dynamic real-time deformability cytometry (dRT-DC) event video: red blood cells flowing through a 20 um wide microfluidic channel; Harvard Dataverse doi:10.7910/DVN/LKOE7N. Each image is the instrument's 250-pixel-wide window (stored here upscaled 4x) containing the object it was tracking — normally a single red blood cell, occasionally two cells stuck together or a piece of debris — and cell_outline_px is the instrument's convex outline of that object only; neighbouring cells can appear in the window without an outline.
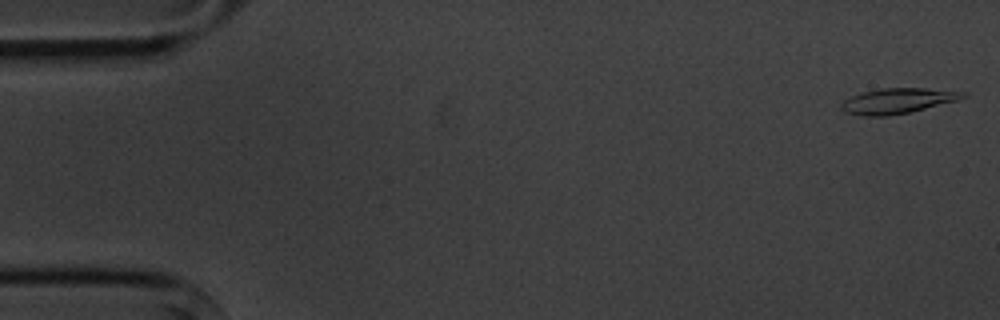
{"species": "common noctule bat (a hibernating species)", "species_latin": "Nyctalus noctula", "temperature_condition": "cold", "stored_images_in_passage": 5, "camera_frame_rate_fps": 3000, "um_per_image_px": 0.085, "animal": {"sex": "male", "body_mass_g": 20.1, "forearm_length_mm": 53.5}, "frame": {"image": 1, "passage_image": 1, "time_ms": 0.0, "image_size_px": [1000, 320], "cell_outline_px": [[968, 96], [956, 100], [908, 112], [888, 116], [864, 116], [844, 112], [840, 108], [840, 104], [844, 100], [852, 96], [864, 92], [884, 88], [924, 88], [968, 92]], "centroid_in_image_um": [76.28, 8.57], "position_along_channel_um": 8.7, "area_um2": 17.69}}
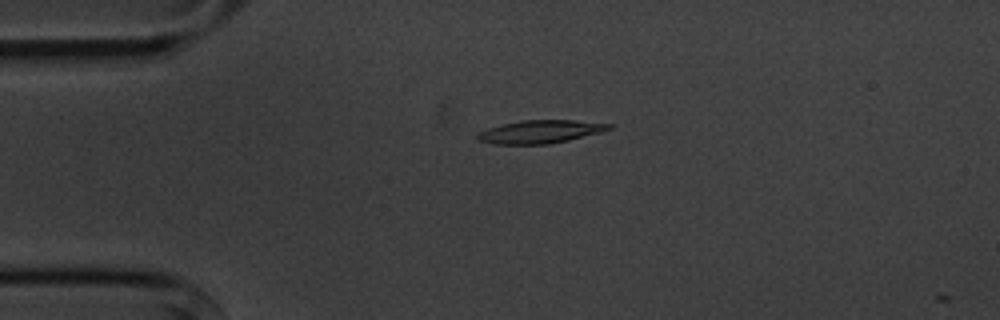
{"frame": {"image": 2, "passage_image": 4, "time_ms": 3.667, "image_size_px": [1000, 320], "cell_outline_px": [[616, 124], [612, 128], [600, 132], [568, 140], [548, 144], [496, 144], [476, 140], [476, 132], [488, 128], [504, 124], [524, 120], [576, 120]], "centroid_in_image_um": [45.92, 11.19], "position_along_channel_um": 39.1, "area_um2": 17.69}}